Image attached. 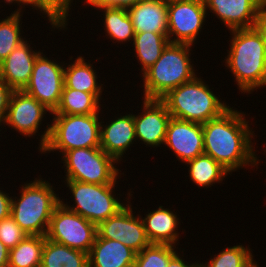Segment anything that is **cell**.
<instances>
[{"mask_svg": "<svg viewBox=\"0 0 266 267\" xmlns=\"http://www.w3.org/2000/svg\"><path fill=\"white\" fill-rule=\"evenodd\" d=\"M248 116L230 106L220 116L203 124L204 154L211 156L230 174L243 167L256 166L258 169L261 165L254 147L257 135Z\"/></svg>", "mask_w": 266, "mask_h": 267, "instance_id": "obj_1", "label": "cell"}, {"mask_svg": "<svg viewBox=\"0 0 266 267\" xmlns=\"http://www.w3.org/2000/svg\"><path fill=\"white\" fill-rule=\"evenodd\" d=\"M225 68L234 76L242 94H253L266 87V38L258 26L229 32Z\"/></svg>", "mask_w": 266, "mask_h": 267, "instance_id": "obj_2", "label": "cell"}, {"mask_svg": "<svg viewBox=\"0 0 266 267\" xmlns=\"http://www.w3.org/2000/svg\"><path fill=\"white\" fill-rule=\"evenodd\" d=\"M53 185L38 175L22 187L19 185V196H12L10 215L28 235L46 236L53 211L61 199Z\"/></svg>", "mask_w": 266, "mask_h": 267, "instance_id": "obj_3", "label": "cell"}, {"mask_svg": "<svg viewBox=\"0 0 266 267\" xmlns=\"http://www.w3.org/2000/svg\"><path fill=\"white\" fill-rule=\"evenodd\" d=\"M192 47L189 44L168 43L161 57L141 74L142 98L161 99L170 90L197 76L192 63L194 60L191 59Z\"/></svg>", "mask_w": 266, "mask_h": 267, "instance_id": "obj_4", "label": "cell"}, {"mask_svg": "<svg viewBox=\"0 0 266 267\" xmlns=\"http://www.w3.org/2000/svg\"><path fill=\"white\" fill-rule=\"evenodd\" d=\"M198 76L170 90L161 98L171 117L204 124L220 116L231 106L213 92V86L210 89L211 85L201 75Z\"/></svg>", "mask_w": 266, "mask_h": 267, "instance_id": "obj_5", "label": "cell"}, {"mask_svg": "<svg viewBox=\"0 0 266 267\" xmlns=\"http://www.w3.org/2000/svg\"><path fill=\"white\" fill-rule=\"evenodd\" d=\"M63 182L65 187L68 188L67 190H70V195L72 194L70 197L73 198L71 202L74 201V203L73 205L68 204V202L65 203L64 200L69 199H63L64 197H61L60 202L69 210L78 213L97 226L124 208L133 197L131 193H134L133 188L129 189L125 194V196H128L121 200L122 194L115 193L117 187H119L117 186L119 184L117 180L113 184H92L64 179Z\"/></svg>", "mask_w": 266, "mask_h": 267, "instance_id": "obj_6", "label": "cell"}, {"mask_svg": "<svg viewBox=\"0 0 266 267\" xmlns=\"http://www.w3.org/2000/svg\"><path fill=\"white\" fill-rule=\"evenodd\" d=\"M53 119L49 139L39 151L50 155L54 151L62 156L66 151L78 148L100 147V114L69 115L51 114ZM101 116V117H100Z\"/></svg>", "mask_w": 266, "mask_h": 267, "instance_id": "obj_7", "label": "cell"}, {"mask_svg": "<svg viewBox=\"0 0 266 267\" xmlns=\"http://www.w3.org/2000/svg\"><path fill=\"white\" fill-rule=\"evenodd\" d=\"M60 159V163L65 167V180L113 184L116 180H121V175L126 177L120 170L118 162L100 147L71 149Z\"/></svg>", "mask_w": 266, "mask_h": 267, "instance_id": "obj_8", "label": "cell"}, {"mask_svg": "<svg viewBox=\"0 0 266 267\" xmlns=\"http://www.w3.org/2000/svg\"><path fill=\"white\" fill-rule=\"evenodd\" d=\"M47 112L49 116L52 114L49 109L24 90H15L11 94L6 118L0 127H11V130L14 129L25 138L40 136L37 147L39 152L46 145L50 135L51 124L48 123L44 131L38 132L42 128L40 127L42 121H46Z\"/></svg>", "mask_w": 266, "mask_h": 267, "instance_id": "obj_9", "label": "cell"}, {"mask_svg": "<svg viewBox=\"0 0 266 267\" xmlns=\"http://www.w3.org/2000/svg\"><path fill=\"white\" fill-rule=\"evenodd\" d=\"M97 234L96 224L60 202L51 216L46 238L89 254Z\"/></svg>", "mask_w": 266, "mask_h": 267, "instance_id": "obj_10", "label": "cell"}, {"mask_svg": "<svg viewBox=\"0 0 266 267\" xmlns=\"http://www.w3.org/2000/svg\"><path fill=\"white\" fill-rule=\"evenodd\" d=\"M42 51L36 58L29 84L24 91L36 98L53 113L61 98L64 86V67L66 61H58Z\"/></svg>", "mask_w": 266, "mask_h": 267, "instance_id": "obj_11", "label": "cell"}, {"mask_svg": "<svg viewBox=\"0 0 266 267\" xmlns=\"http://www.w3.org/2000/svg\"><path fill=\"white\" fill-rule=\"evenodd\" d=\"M208 14L204 0L168 2V39L171 43L198 44ZM198 36V37H197Z\"/></svg>", "mask_w": 266, "mask_h": 267, "instance_id": "obj_12", "label": "cell"}, {"mask_svg": "<svg viewBox=\"0 0 266 267\" xmlns=\"http://www.w3.org/2000/svg\"><path fill=\"white\" fill-rule=\"evenodd\" d=\"M131 201L116 215L101 222L97 226V233L101 238L116 240L139 253L151 243L146 235L140 211L135 215Z\"/></svg>", "mask_w": 266, "mask_h": 267, "instance_id": "obj_13", "label": "cell"}, {"mask_svg": "<svg viewBox=\"0 0 266 267\" xmlns=\"http://www.w3.org/2000/svg\"><path fill=\"white\" fill-rule=\"evenodd\" d=\"M140 113L133 114L137 143L150 149L162 147L165 143L171 114L161 99L142 98ZM142 111V112H141Z\"/></svg>", "mask_w": 266, "mask_h": 267, "instance_id": "obj_14", "label": "cell"}, {"mask_svg": "<svg viewBox=\"0 0 266 267\" xmlns=\"http://www.w3.org/2000/svg\"><path fill=\"white\" fill-rule=\"evenodd\" d=\"M164 145L183 164L204 154L203 124L171 117Z\"/></svg>", "mask_w": 266, "mask_h": 267, "instance_id": "obj_15", "label": "cell"}, {"mask_svg": "<svg viewBox=\"0 0 266 267\" xmlns=\"http://www.w3.org/2000/svg\"><path fill=\"white\" fill-rule=\"evenodd\" d=\"M207 14L216 16L228 31L258 25L263 0H204Z\"/></svg>", "mask_w": 266, "mask_h": 267, "instance_id": "obj_16", "label": "cell"}, {"mask_svg": "<svg viewBox=\"0 0 266 267\" xmlns=\"http://www.w3.org/2000/svg\"><path fill=\"white\" fill-rule=\"evenodd\" d=\"M125 113L122 112L120 115L118 113L117 116H112L113 118H110L112 120H109L106 124H103L105 121L102 117L100 126V148L118 163H121L125 158L126 151L130 152L133 144H137L134 143L137 142V139L133 112Z\"/></svg>", "mask_w": 266, "mask_h": 267, "instance_id": "obj_17", "label": "cell"}, {"mask_svg": "<svg viewBox=\"0 0 266 267\" xmlns=\"http://www.w3.org/2000/svg\"><path fill=\"white\" fill-rule=\"evenodd\" d=\"M31 44H33L32 41L26 39L0 63V77L14 91L25 89L29 84L37 56L42 51H46L44 49L38 51Z\"/></svg>", "mask_w": 266, "mask_h": 267, "instance_id": "obj_18", "label": "cell"}, {"mask_svg": "<svg viewBox=\"0 0 266 267\" xmlns=\"http://www.w3.org/2000/svg\"><path fill=\"white\" fill-rule=\"evenodd\" d=\"M158 206L153 211L148 210L144 217L141 216L150 243L179 246L181 234L178 227L182 225L180 217L178 218L180 215L169 207L165 208L161 204Z\"/></svg>", "mask_w": 266, "mask_h": 267, "instance_id": "obj_19", "label": "cell"}, {"mask_svg": "<svg viewBox=\"0 0 266 267\" xmlns=\"http://www.w3.org/2000/svg\"><path fill=\"white\" fill-rule=\"evenodd\" d=\"M135 33L154 32L168 35V2L140 0L127 9Z\"/></svg>", "mask_w": 266, "mask_h": 267, "instance_id": "obj_20", "label": "cell"}, {"mask_svg": "<svg viewBox=\"0 0 266 267\" xmlns=\"http://www.w3.org/2000/svg\"><path fill=\"white\" fill-rule=\"evenodd\" d=\"M85 56H78L75 60L70 56L68 63H65L64 67V86L66 88H72L80 90L86 93H92L100 102L102 99V93L104 91V84L99 80L98 72L95 70L94 63L91 64L89 59L85 61ZM94 67V68H93ZM101 83L99 84L98 83Z\"/></svg>", "mask_w": 266, "mask_h": 267, "instance_id": "obj_21", "label": "cell"}, {"mask_svg": "<svg viewBox=\"0 0 266 267\" xmlns=\"http://www.w3.org/2000/svg\"><path fill=\"white\" fill-rule=\"evenodd\" d=\"M136 252L121 242L98 234L88 254L89 267H127L135 262Z\"/></svg>", "mask_w": 266, "mask_h": 267, "instance_id": "obj_22", "label": "cell"}, {"mask_svg": "<svg viewBox=\"0 0 266 267\" xmlns=\"http://www.w3.org/2000/svg\"><path fill=\"white\" fill-rule=\"evenodd\" d=\"M91 7L97 12L100 10L99 13H103L102 24L106 38L112 41L113 44L117 43V45L128 44L130 41L129 44H132L135 31L127 9L104 6Z\"/></svg>", "mask_w": 266, "mask_h": 267, "instance_id": "obj_23", "label": "cell"}, {"mask_svg": "<svg viewBox=\"0 0 266 267\" xmlns=\"http://www.w3.org/2000/svg\"><path fill=\"white\" fill-rule=\"evenodd\" d=\"M188 168V177L198 188H210L220 184L229 175L232 176L223 166L211 156L202 154L185 163ZM228 175V176H227Z\"/></svg>", "mask_w": 266, "mask_h": 267, "instance_id": "obj_24", "label": "cell"}, {"mask_svg": "<svg viewBox=\"0 0 266 267\" xmlns=\"http://www.w3.org/2000/svg\"><path fill=\"white\" fill-rule=\"evenodd\" d=\"M168 35L154 32L135 33L132 48L138 64L141 65L139 73H143L152 66L160 57L164 48L169 43Z\"/></svg>", "mask_w": 266, "mask_h": 267, "instance_id": "obj_25", "label": "cell"}, {"mask_svg": "<svg viewBox=\"0 0 266 267\" xmlns=\"http://www.w3.org/2000/svg\"><path fill=\"white\" fill-rule=\"evenodd\" d=\"M40 267H89L88 253L46 238Z\"/></svg>", "mask_w": 266, "mask_h": 267, "instance_id": "obj_26", "label": "cell"}, {"mask_svg": "<svg viewBox=\"0 0 266 267\" xmlns=\"http://www.w3.org/2000/svg\"><path fill=\"white\" fill-rule=\"evenodd\" d=\"M92 94L63 86L60 102L52 114L91 115L100 114L104 106ZM102 111V112H101Z\"/></svg>", "mask_w": 266, "mask_h": 267, "instance_id": "obj_27", "label": "cell"}, {"mask_svg": "<svg viewBox=\"0 0 266 267\" xmlns=\"http://www.w3.org/2000/svg\"><path fill=\"white\" fill-rule=\"evenodd\" d=\"M74 0H23V10L25 6L32 7L34 13L37 10L40 16L47 18L51 31L55 29L59 32L68 29L69 18L71 16L72 6ZM79 1V0H78ZM29 6V7H28ZM71 10V12H70ZM40 12V13H39ZM70 13V14H69ZM43 14V15H41ZM67 26V27H66Z\"/></svg>", "mask_w": 266, "mask_h": 267, "instance_id": "obj_28", "label": "cell"}, {"mask_svg": "<svg viewBox=\"0 0 266 267\" xmlns=\"http://www.w3.org/2000/svg\"><path fill=\"white\" fill-rule=\"evenodd\" d=\"M46 236L27 235L9 250L8 267H40Z\"/></svg>", "mask_w": 266, "mask_h": 267, "instance_id": "obj_29", "label": "cell"}, {"mask_svg": "<svg viewBox=\"0 0 266 267\" xmlns=\"http://www.w3.org/2000/svg\"><path fill=\"white\" fill-rule=\"evenodd\" d=\"M23 12L22 9H15L9 16L0 19V63L26 39L22 35Z\"/></svg>", "mask_w": 266, "mask_h": 267, "instance_id": "obj_30", "label": "cell"}, {"mask_svg": "<svg viewBox=\"0 0 266 267\" xmlns=\"http://www.w3.org/2000/svg\"><path fill=\"white\" fill-rule=\"evenodd\" d=\"M241 243L233 246H224L220 252L211 255L209 261L200 262L201 267H249L255 260L250 245L245 246Z\"/></svg>", "mask_w": 266, "mask_h": 267, "instance_id": "obj_31", "label": "cell"}, {"mask_svg": "<svg viewBox=\"0 0 266 267\" xmlns=\"http://www.w3.org/2000/svg\"><path fill=\"white\" fill-rule=\"evenodd\" d=\"M179 249L181 247L168 244H150L136 253L134 265L135 267H168L170 259Z\"/></svg>", "mask_w": 266, "mask_h": 267, "instance_id": "obj_32", "label": "cell"}, {"mask_svg": "<svg viewBox=\"0 0 266 267\" xmlns=\"http://www.w3.org/2000/svg\"><path fill=\"white\" fill-rule=\"evenodd\" d=\"M27 235L11 215L0 221V241L9 250L13 249Z\"/></svg>", "mask_w": 266, "mask_h": 267, "instance_id": "obj_33", "label": "cell"}, {"mask_svg": "<svg viewBox=\"0 0 266 267\" xmlns=\"http://www.w3.org/2000/svg\"><path fill=\"white\" fill-rule=\"evenodd\" d=\"M14 90L0 77V126L4 122L9 106V100Z\"/></svg>", "mask_w": 266, "mask_h": 267, "instance_id": "obj_34", "label": "cell"}, {"mask_svg": "<svg viewBox=\"0 0 266 267\" xmlns=\"http://www.w3.org/2000/svg\"><path fill=\"white\" fill-rule=\"evenodd\" d=\"M85 1V6H104L128 9L134 6L140 0H82Z\"/></svg>", "mask_w": 266, "mask_h": 267, "instance_id": "obj_35", "label": "cell"}, {"mask_svg": "<svg viewBox=\"0 0 266 267\" xmlns=\"http://www.w3.org/2000/svg\"><path fill=\"white\" fill-rule=\"evenodd\" d=\"M0 188V221L10 216L12 196Z\"/></svg>", "mask_w": 266, "mask_h": 267, "instance_id": "obj_36", "label": "cell"}, {"mask_svg": "<svg viewBox=\"0 0 266 267\" xmlns=\"http://www.w3.org/2000/svg\"><path fill=\"white\" fill-rule=\"evenodd\" d=\"M183 250L179 253L177 252L169 261L168 263V267H201L199 261H195L194 263H191V261H185L184 258V248H182ZM183 252V253H182ZM183 254V255H181Z\"/></svg>", "mask_w": 266, "mask_h": 267, "instance_id": "obj_37", "label": "cell"}, {"mask_svg": "<svg viewBox=\"0 0 266 267\" xmlns=\"http://www.w3.org/2000/svg\"><path fill=\"white\" fill-rule=\"evenodd\" d=\"M9 249L0 241V267H8Z\"/></svg>", "mask_w": 266, "mask_h": 267, "instance_id": "obj_38", "label": "cell"}, {"mask_svg": "<svg viewBox=\"0 0 266 267\" xmlns=\"http://www.w3.org/2000/svg\"><path fill=\"white\" fill-rule=\"evenodd\" d=\"M257 26L262 30L266 38V4L260 10Z\"/></svg>", "mask_w": 266, "mask_h": 267, "instance_id": "obj_39", "label": "cell"}, {"mask_svg": "<svg viewBox=\"0 0 266 267\" xmlns=\"http://www.w3.org/2000/svg\"><path fill=\"white\" fill-rule=\"evenodd\" d=\"M1 2H4L7 5L9 4V6L10 4L17 5L18 7L15 8L23 10V0H2Z\"/></svg>", "mask_w": 266, "mask_h": 267, "instance_id": "obj_40", "label": "cell"}, {"mask_svg": "<svg viewBox=\"0 0 266 267\" xmlns=\"http://www.w3.org/2000/svg\"><path fill=\"white\" fill-rule=\"evenodd\" d=\"M249 267H260L257 261H254Z\"/></svg>", "mask_w": 266, "mask_h": 267, "instance_id": "obj_41", "label": "cell"}, {"mask_svg": "<svg viewBox=\"0 0 266 267\" xmlns=\"http://www.w3.org/2000/svg\"><path fill=\"white\" fill-rule=\"evenodd\" d=\"M167 2H172V1H181V0H165Z\"/></svg>", "mask_w": 266, "mask_h": 267, "instance_id": "obj_42", "label": "cell"}]
</instances>
